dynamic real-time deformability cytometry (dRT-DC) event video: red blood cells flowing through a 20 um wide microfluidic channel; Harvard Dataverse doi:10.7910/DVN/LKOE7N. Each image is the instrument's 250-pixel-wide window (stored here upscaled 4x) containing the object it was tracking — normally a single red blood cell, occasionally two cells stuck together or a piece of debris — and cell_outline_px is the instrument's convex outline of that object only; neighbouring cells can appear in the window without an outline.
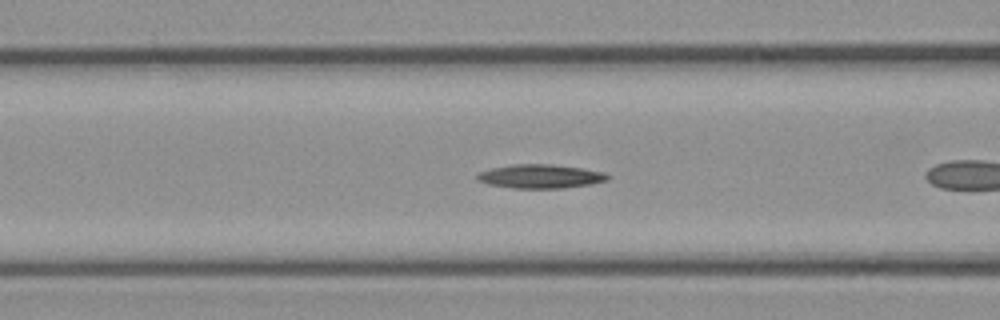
{"species": "common noctule bat (a hibernating species)", "species_latin": "Nyctalus noctula", "temperature_condition": "cold", "stored_images_in_passage": 38, "camera_frame_rate_fps": 3000, "um_per_image_px": 0.085, "animal": {"sex": "female", "body_mass_g": 21.9}, "frame": {"image": 1, "passage_image": 6, "time_ms": 1.667, "image_size_px": [1000, 320], "cell_outline_px": [[612, 176], [608, 180], [592, 184], [564, 188], [512, 188], [488, 184], [476, 180], [476, 176], [480, 172], [492, 168], [512, 164], [548, 164], [580, 168], [604, 172]], "centroid_in_image_um": [45.95, 14.99], "position_along_channel_um": 120.7, "area_um2": 18.15}}
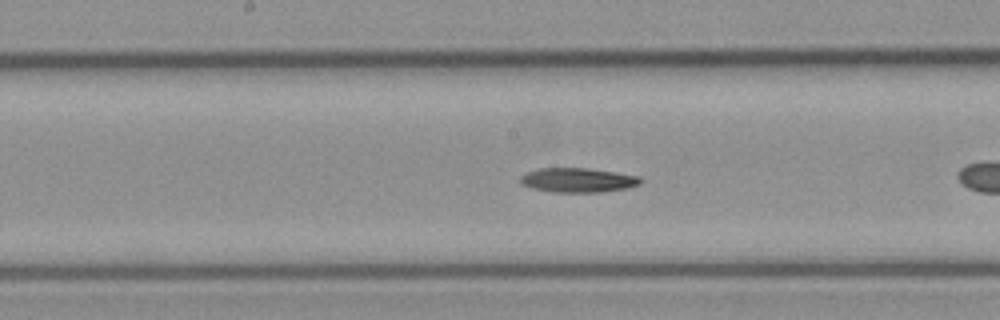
{"frame": {"image": 2, "passage_image": 12, "time_ms": 3.667, "image_size_px": [1000, 320], "cell_outline_px": [[644, 180], [640, 184], [628, 188], [600, 192], [552, 192], [532, 188], [520, 184], [520, 176], [524, 172], [540, 168], [588, 168], [616, 172], [640, 176]], "centroid_in_image_um": [49.12, 15.3], "position_along_channel_um": 199.1, "area_um2": 17.34}}